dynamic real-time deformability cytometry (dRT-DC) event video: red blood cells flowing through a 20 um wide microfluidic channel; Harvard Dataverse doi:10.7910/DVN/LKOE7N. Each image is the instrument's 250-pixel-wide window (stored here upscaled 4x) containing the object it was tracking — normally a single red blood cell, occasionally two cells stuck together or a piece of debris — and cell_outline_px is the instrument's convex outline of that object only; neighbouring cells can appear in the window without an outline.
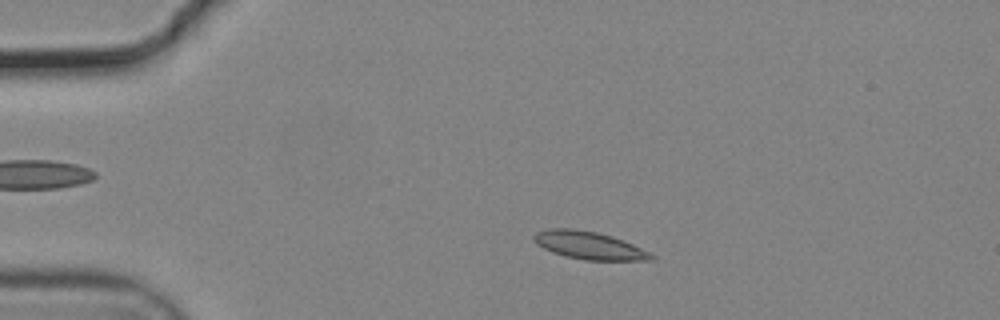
{"species": "common noctule bat (a hibernating species)", "species_latin": "Nyctalus noctula", "temperature_condition": "cold", "stored_images_in_passage": 46, "camera_frame_rate_fps": 3000, "um_per_image_px": 0.085, "animal": {"sex": "male", "body_mass_g": 19.2, "forearm_length_mm": 51.8}, "frame": {"image": 1, "passage_image": 2, "time_ms": 0.333, "image_size_px": [1000, 320], "cell_outline_px": [[656, 256], [652, 260], [584, 260], [564, 256], [552, 252], [536, 244], [532, 240], [532, 236], [536, 232], [548, 228], [572, 228], [596, 232], [612, 236], [624, 240]], "centroid_in_image_um": [50.02, 20.85], "position_along_channel_um": 35.0, "area_um2": 19.02}}
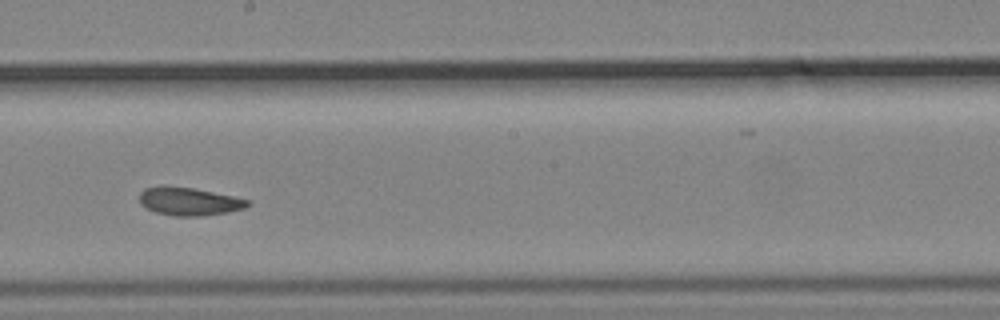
{"frame": {"image": 2, "passage_image": 22, "time_ms": 7.0, "image_size_px": [1000, 320], "cell_outline_px": [[252, 204], [244, 208], [228, 212], [200, 216], [176, 216], [156, 212], [140, 204], [140, 192], [144, 188], [192, 188], [252, 200]], "centroid_in_image_um": [16.15, 17.15], "position_along_channel_um": 232.1, "area_um2": 17.11}}
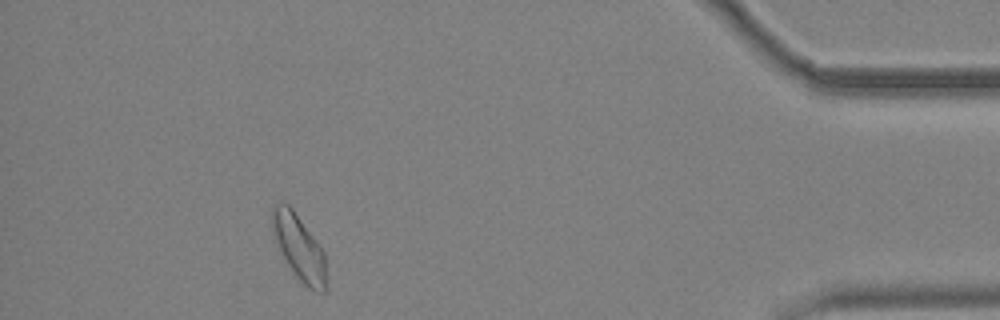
{"frame": {"image": 3, "passage_image": 41, "time_ms": 13.333, "image_size_px": [1000, 320], "cell_outline_px": [[328, 288], [324, 292], [320, 292], [308, 288], [300, 280], [288, 264], [272, 232], [272, 204], [288, 204], [292, 208], [324, 252]], "centroid_in_image_um": [25.45, 21.06], "position_along_channel_um": 409.7, "area_um2": 20.11}, "authors_computed_cell_mechanics": {"area_um2": 18.4093, "velocity_mm_per_s": 3.6693, "shape_relaxation_time_tau1_ms": null, "shape_relaxation_time_tau2_ms": 3.1818, "deformation_change_tau1": null, "deformation_change_tau2": 0.0758}}